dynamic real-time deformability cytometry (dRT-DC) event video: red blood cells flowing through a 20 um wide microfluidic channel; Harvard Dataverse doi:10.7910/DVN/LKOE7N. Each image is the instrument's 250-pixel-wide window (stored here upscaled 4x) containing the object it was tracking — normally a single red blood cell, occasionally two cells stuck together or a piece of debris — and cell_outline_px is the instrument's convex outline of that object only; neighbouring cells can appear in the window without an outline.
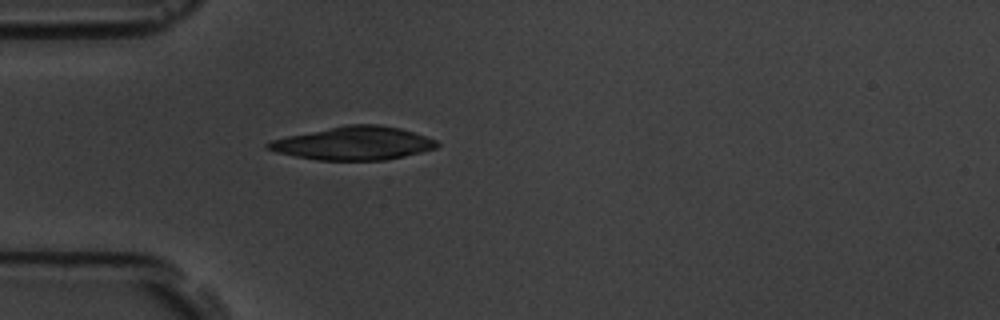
{"species": "common noctule bat (a hibernating species)", "species_latin": "Nyctalus noctula", "temperature_condition": "room temperature", "stored_images_in_passage": 38, "camera_frame_rate_fps": 3000, "um_per_image_px": 0.085, "animal": {"sex": "male", "body_mass_g": 19.5, "forearm_length_mm": 54.6}, "frame": {"image": 1, "passage_image": 1, "time_ms": 0.0, "image_size_px": [1000, 320], "cell_outline_px": [[436, 144], [428, 148], [400, 156], [368, 160], [328, 160], [304, 156], [272, 148], [272, 144], [280, 140], [296, 136], [340, 128], [392, 128], [428, 140]], "centroid_in_image_um": [30.08, 12.25], "position_along_channel_um": 54.9, "area_um2": 27.22}}
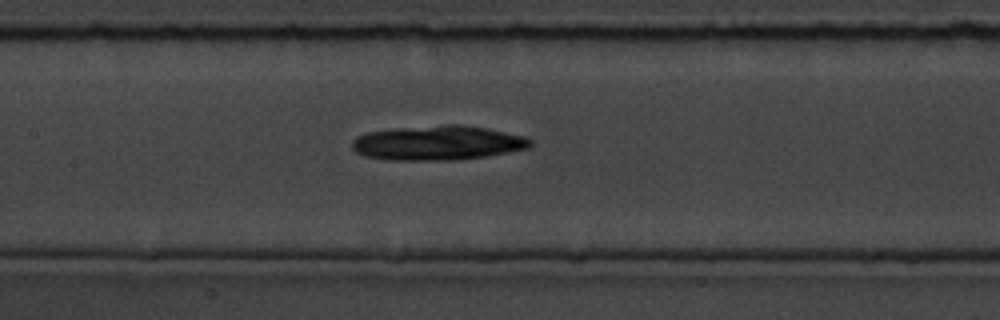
{"frame": {"image": 2, "passage_image": 11, "time_ms": 3.333, "image_size_px": [1000, 320], "cell_outline_px": [[528, 144], [516, 148], [476, 156], [380, 156], [364, 152], [356, 148], [356, 140], [364, 136], [380, 132], [448, 128], [476, 128], [524, 140]], "centroid_in_image_um": [37.17, 12.14], "position_along_channel_um": 170.2, "area_um2": 27.46}}
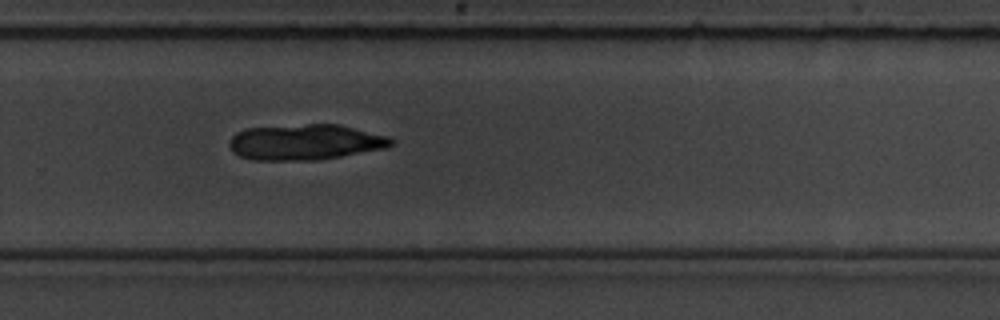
{"frame": {"image": 3, "passage_image": 22, "time_ms": 7.0, "image_size_px": [1000, 320], "cell_outline_px": [[388, 144], [332, 156], [244, 156], [236, 152], [232, 148], [232, 140], [240, 132], [256, 128], [316, 124], [328, 124], [376, 136], [388, 140]], "centroid_in_image_um": [25.77, 12.0], "position_along_channel_um": 304.0, "area_um2": 27.8}}